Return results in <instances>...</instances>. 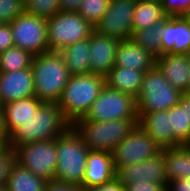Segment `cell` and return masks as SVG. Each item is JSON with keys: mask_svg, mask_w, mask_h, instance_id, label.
Segmentation results:
<instances>
[{"mask_svg": "<svg viewBox=\"0 0 190 191\" xmlns=\"http://www.w3.org/2000/svg\"><path fill=\"white\" fill-rule=\"evenodd\" d=\"M109 2L110 0H83L77 12L95 27L106 13Z\"/></svg>", "mask_w": 190, "mask_h": 191, "instance_id": "31", "label": "cell"}, {"mask_svg": "<svg viewBox=\"0 0 190 191\" xmlns=\"http://www.w3.org/2000/svg\"><path fill=\"white\" fill-rule=\"evenodd\" d=\"M44 191H82V187L52 180L47 181Z\"/></svg>", "mask_w": 190, "mask_h": 191, "instance_id": "37", "label": "cell"}, {"mask_svg": "<svg viewBox=\"0 0 190 191\" xmlns=\"http://www.w3.org/2000/svg\"><path fill=\"white\" fill-rule=\"evenodd\" d=\"M35 96L32 69L0 72V101L6 103Z\"/></svg>", "mask_w": 190, "mask_h": 191, "instance_id": "15", "label": "cell"}, {"mask_svg": "<svg viewBox=\"0 0 190 191\" xmlns=\"http://www.w3.org/2000/svg\"><path fill=\"white\" fill-rule=\"evenodd\" d=\"M170 114V129L182 144L190 145V126L187 124L186 104H177L167 110Z\"/></svg>", "mask_w": 190, "mask_h": 191, "instance_id": "29", "label": "cell"}, {"mask_svg": "<svg viewBox=\"0 0 190 191\" xmlns=\"http://www.w3.org/2000/svg\"><path fill=\"white\" fill-rule=\"evenodd\" d=\"M166 18L160 0H137L132 29L134 31L160 25Z\"/></svg>", "mask_w": 190, "mask_h": 191, "instance_id": "25", "label": "cell"}, {"mask_svg": "<svg viewBox=\"0 0 190 191\" xmlns=\"http://www.w3.org/2000/svg\"><path fill=\"white\" fill-rule=\"evenodd\" d=\"M23 9L25 13L47 20L60 11L59 0H23Z\"/></svg>", "mask_w": 190, "mask_h": 191, "instance_id": "30", "label": "cell"}, {"mask_svg": "<svg viewBox=\"0 0 190 191\" xmlns=\"http://www.w3.org/2000/svg\"><path fill=\"white\" fill-rule=\"evenodd\" d=\"M0 191H7V188H6V186H5V185H3V186H0Z\"/></svg>", "mask_w": 190, "mask_h": 191, "instance_id": "45", "label": "cell"}, {"mask_svg": "<svg viewBox=\"0 0 190 191\" xmlns=\"http://www.w3.org/2000/svg\"><path fill=\"white\" fill-rule=\"evenodd\" d=\"M42 103L43 101L36 96H32L3 104L1 109L6 134L9 135L22 122L34 115Z\"/></svg>", "mask_w": 190, "mask_h": 191, "instance_id": "21", "label": "cell"}, {"mask_svg": "<svg viewBox=\"0 0 190 191\" xmlns=\"http://www.w3.org/2000/svg\"><path fill=\"white\" fill-rule=\"evenodd\" d=\"M120 40L93 30L89 37L91 73L106 77L114 67Z\"/></svg>", "mask_w": 190, "mask_h": 191, "instance_id": "14", "label": "cell"}, {"mask_svg": "<svg viewBox=\"0 0 190 191\" xmlns=\"http://www.w3.org/2000/svg\"><path fill=\"white\" fill-rule=\"evenodd\" d=\"M14 46L32 56L50 52L47 44V20L23 12L11 23Z\"/></svg>", "mask_w": 190, "mask_h": 191, "instance_id": "10", "label": "cell"}, {"mask_svg": "<svg viewBox=\"0 0 190 191\" xmlns=\"http://www.w3.org/2000/svg\"><path fill=\"white\" fill-rule=\"evenodd\" d=\"M88 146L71 126L57 137V167L54 180L83 188V177L89 152Z\"/></svg>", "mask_w": 190, "mask_h": 191, "instance_id": "4", "label": "cell"}, {"mask_svg": "<svg viewBox=\"0 0 190 191\" xmlns=\"http://www.w3.org/2000/svg\"><path fill=\"white\" fill-rule=\"evenodd\" d=\"M47 181L14 161L6 182L7 191H44Z\"/></svg>", "mask_w": 190, "mask_h": 191, "instance_id": "26", "label": "cell"}, {"mask_svg": "<svg viewBox=\"0 0 190 191\" xmlns=\"http://www.w3.org/2000/svg\"><path fill=\"white\" fill-rule=\"evenodd\" d=\"M115 178L124 186L136 181L142 182L146 180L151 183H162L167 187L168 181L165 170L164 149L144 162L119 166L116 169Z\"/></svg>", "mask_w": 190, "mask_h": 191, "instance_id": "13", "label": "cell"}, {"mask_svg": "<svg viewBox=\"0 0 190 191\" xmlns=\"http://www.w3.org/2000/svg\"><path fill=\"white\" fill-rule=\"evenodd\" d=\"M138 124V119L111 121H91L84 117L78 119L72 127L81 136L92 151L112 152Z\"/></svg>", "mask_w": 190, "mask_h": 191, "instance_id": "5", "label": "cell"}, {"mask_svg": "<svg viewBox=\"0 0 190 191\" xmlns=\"http://www.w3.org/2000/svg\"><path fill=\"white\" fill-rule=\"evenodd\" d=\"M187 93L190 94V70H189V85H188V91H187Z\"/></svg>", "mask_w": 190, "mask_h": 191, "instance_id": "46", "label": "cell"}, {"mask_svg": "<svg viewBox=\"0 0 190 191\" xmlns=\"http://www.w3.org/2000/svg\"><path fill=\"white\" fill-rule=\"evenodd\" d=\"M138 125L150 135L161 149L181 146L170 129V114L167 110L137 114Z\"/></svg>", "mask_w": 190, "mask_h": 191, "instance_id": "17", "label": "cell"}, {"mask_svg": "<svg viewBox=\"0 0 190 191\" xmlns=\"http://www.w3.org/2000/svg\"><path fill=\"white\" fill-rule=\"evenodd\" d=\"M14 46L10 23L0 24V53Z\"/></svg>", "mask_w": 190, "mask_h": 191, "instance_id": "35", "label": "cell"}, {"mask_svg": "<svg viewBox=\"0 0 190 191\" xmlns=\"http://www.w3.org/2000/svg\"><path fill=\"white\" fill-rule=\"evenodd\" d=\"M31 69L35 96L43 102L57 103L71 76L62 56L55 51L33 56Z\"/></svg>", "mask_w": 190, "mask_h": 191, "instance_id": "3", "label": "cell"}, {"mask_svg": "<svg viewBox=\"0 0 190 191\" xmlns=\"http://www.w3.org/2000/svg\"><path fill=\"white\" fill-rule=\"evenodd\" d=\"M143 77L144 72L142 71L114 66L105 77V83L108 87L129 94L136 99Z\"/></svg>", "mask_w": 190, "mask_h": 191, "instance_id": "22", "label": "cell"}, {"mask_svg": "<svg viewBox=\"0 0 190 191\" xmlns=\"http://www.w3.org/2000/svg\"><path fill=\"white\" fill-rule=\"evenodd\" d=\"M156 65V58L133 40L120 41L115 55L114 66L127 67L146 72Z\"/></svg>", "mask_w": 190, "mask_h": 191, "instance_id": "20", "label": "cell"}, {"mask_svg": "<svg viewBox=\"0 0 190 191\" xmlns=\"http://www.w3.org/2000/svg\"><path fill=\"white\" fill-rule=\"evenodd\" d=\"M71 126L56 102H43L34 115L8 135V147L15 151L32 142L56 139Z\"/></svg>", "mask_w": 190, "mask_h": 191, "instance_id": "1", "label": "cell"}, {"mask_svg": "<svg viewBox=\"0 0 190 191\" xmlns=\"http://www.w3.org/2000/svg\"><path fill=\"white\" fill-rule=\"evenodd\" d=\"M164 161L167 181L190 179V145H181L164 149Z\"/></svg>", "mask_w": 190, "mask_h": 191, "instance_id": "24", "label": "cell"}, {"mask_svg": "<svg viewBox=\"0 0 190 191\" xmlns=\"http://www.w3.org/2000/svg\"><path fill=\"white\" fill-rule=\"evenodd\" d=\"M83 0H59L60 11L77 12Z\"/></svg>", "mask_w": 190, "mask_h": 191, "instance_id": "40", "label": "cell"}, {"mask_svg": "<svg viewBox=\"0 0 190 191\" xmlns=\"http://www.w3.org/2000/svg\"><path fill=\"white\" fill-rule=\"evenodd\" d=\"M89 38L77 41L58 51L71 75L90 74Z\"/></svg>", "mask_w": 190, "mask_h": 191, "instance_id": "23", "label": "cell"}, {"mask_svg": "<svg viewBox=\"0 0 190 191\" xmlns=\"http://www.w3.org/2000/svg\"><path fill=\"white\" fill-rule=\"evenodd\" d=\"M105 85V77L100 75H71L57 102L65 119L73 125L85 117Z\"/></svg>", "mask_w": 190, "mask_h": 191, "instance_id": "2", "label": "cell"}, {"mask_svg": "<svg viewBox=\"0 0 190 191\" xmlns=\"http://www.w3.org/2000/svg\"><path fill=\"white\" fill-rule=\"evenodd\" d=\"M162 23L141 30H134L131 40L156 59L162 55Z\"/></svg>", "mask_w": 190, "mask_h": 191, "instance_id": "27", "label": "cell"}, {"mask_svg": "<svg viewBox=\"0 0 190 191\" xmlns=\"http://www.w3.org/2000/svg\"><path fill=\"white\" fill-rule=\"evenodd\" d=\"M156 66L166 80L181 93L188 91L190 55L163 54L156 59Z\"/></svg>", "mask_w": 190, "mask_h": 191, "instance_id": "18", "label": "cell"}, {"mask_svg": "<svg viewBox=\"0 0 190 191\" xmlns=\"http://www.w3.org/2000/svg\"><path fill=\"white\" fill-rule=\"evenodd\" d=\"M167 17L182 16L190 8V0H160Z\"/></svg>", "mask_w": 190, "mask_h": 191, "instance_id": "33", "label": "cell"}, {"mask_svg": "<svg viewBox=\"0 0 190 191\" xmlns=\"http://www.w3.org/2000/svg\"><path fill=\"white\" fill-rule=\"evenodd\" d=\"M162 55L190 54V24L182 17H167L162 22Z\"/></svg>", "mask_w": 190, "mask_h": 191, "instance_id": "16", "label": "cell"}, {"mask_svg": "<svg viewBox=\"0 0 190 191\" xmlns=\"http://www.w3.org/2000/svg\"><path fill=\"white\" fill-rule=\"evenodd\" d=\"M181 92L174 88L155 65L144 73L135 99L137 114L168 110L177 105Z\"/></svg>", "mask_w": 190, "mask_h": 191, "instance_id": "6", "label": "cell"}, {"mask_svg": "<svg viewBox=\"0 0 190 191\" xmlns=\"http://www.w3.org/2000/svg\"><path fill=\"white\" fill-rule=\"evenodd\" d=\"M94 27L78 12L59 11L47 19V44L49 51L58 52L77 41L89 38Z\"/></svg>", "mask_w": 190, "mask_h": 191, "instance_id": "7", "label": "cell"}, {"mask_svg": "<svg viewBox=\"0 0 190 191\" xmlns=\"http://www.w3.org/2000/svg\"><path fill=\"white\" fill-rule=\"evenodd\" d=\"M8 146V140H0V153Z\"/></svg>", "mask_w": 190, "mask_h": 191, "instance_id": "43", "label": "cell"}, {"mask_svg": "<svg viewBox=\"0 0 190 191\" xmlns=\"http://www.w3.org/2000/svg\"><path fill=\"white\" fill-rule=\"evenodd\" d=\"M15 161L46 181L54 180L57 167V138L18 147Z\"/></svg>", "mask_w": 190, "mask_h": 191, "instance_id": "9", "label": "cell"}, {"mask_svg": "<svg viewBox=\"0 0 190 191\" xmlns=\"http://www.w3.org/2000/svg\"><path fill=\"white\" fill-rule=\"evenodd\" d=\"M23 12V0H0V21L2 23H11Z\"/></svg>", "mask_w": 190, "mask_h": 191, "instance_id": "32", "label": "cell"}, {"mask_svg": "<svg viewBox=\"0 0 190 191\" xmlns=\"http://www.w3.org/2000/svg\"><path fill=\"white\" fill-rule=\"evenodd\" d=\"M33 56L19 47L13 46L0 53V72H13L30 68Z\"/></svg>", "mask_w": 190, "mask_h": 191, "instance_id": "28", "label": "cell"}, {"mask_svg": "<svg viewBox=\"0 0 190 191\" xmlns=\"http://www.w3.org/2000/svg\"><path fill=\"white\" fill-rule=\"evenodd\" d=\"M82 191H126L125 186L116 178L100 186L92 188H82Z\"/></svg>", "mask_w": 190, "mask_h": 191, "instance_id": "38", "label": "cell"}, {"mask_svg": "<svg viewBox=\"0 0 190 191\" xmlns=\"http://www.w3.org/2000/svg\"><path fill=\"white\" fill-rule=\"evenodd\" d=\"M137 0H110L109 7L94 30L120 41L131 39L132 20Z\"/></svg>", "mask_w": 190, "mask_h": 191, "instance_id": "12", "label": "cell"}, {"mask_svg": "<svg viewBox=\"0 0 190 191\" xmlns=\"http://www.w3.org/2000/svg\"><path fill=\"white\" fill-rule=\"evenodd\" d=\"M84 118L91 121L138 119L135 98L105 85Z\"/></svg>", "mask_w": 190, "mask_h": 191, "instance_id": "8", "label": "cell"}, {"mask_svg": "<svg viewBox=\"0 0 190 191\" xmlns=\"http://www.w3.org/2000/svg\"><path fill=\"white\" fill-rule=\"evenodd\" d=\"M125 188L126 191H166V186L162 183H151L146 180L125 185Z\"/></svg>", "mask_w": 190, "mask_h": 191, "instance_id": "36", "label": "cell"}, {"mask_svg": "<svg viewBox=\"0 0 190 191\" xmlns=\"http://www.w3.org/2000/svg\"><path fill=\"white\" fill-rule=\"evenodd\" d=\"M161 147L148 135L138 124L136 127L119 143L112 152V159L115 170L119 166H127L155 156L161 152Z\"/></svg>", "mask_w": 190, "mask_h": 191, "instance_id": "11", "label": "cell"}, {"mask_svg": "<svg viewBox=\"0 0 190 191\" xmlns=\"http://www.w3.org/2000/svg\"><path fill=\"white\" fill-rule=\"evenodd\" d=\"M166 191H190V179H175L168 182Z\"/></svg>", "mask_w": 190, "mask_h": 191, "instance_id": "39", "label": "cell"}, {"mask_svg": "<svg viewBox=\"0 0 190 191\" xmlns=\"http://www.w3.org/2000/svg\"><path fill=\"white\" fill-rule=\"evenodd\" d=\"M83 188H92L107 183L115 178V167L110 152H88Z\"/></svg>", "mask_w": 190, "mask_h": 191, "instance_id": "19", "label": "cell"}, {"mask_svg": "<svg viewBox=\"0 0 190 191\" xmlns=\"http://www.w3.org/2000/svg\"><path fill=\"white\" fill-rule=\"evenodd\" d=\"M178 104H186L187 124L190 126V94L181 93Z\"/></svg>", "mask_w": 190, "mask_h": 191, "instance_id": "41", "label": "cell"}, {"mask_svg": "<svg viewBox=\"0 0 190 191\" xmlns=\"http://www.w3.org/2000/svg\"><path fill=\"white\" fill-rule=\"evenodd\" d=\"M0 140H8V135L5 132L3 124L2 109L0 108Z\"/></svg>", "mask_w": 190, "mask_h": 191, "instance_id": "42", "label": "cell"}, {"mask_svg": "<svg viewBox=\"0 0 190 191\" xmlns=\"http://www.w3.org/2000/svg\"><path fill=\"white\" fill-rule=\"evenodd\" d=\"M182 17L190 24V8L182 15Z\"/></svg>", "mask_w": 190, "mask_h": 191, "instance_id": "44", "label": "cell"}, {"mask_svg": "<svg viewBox=\"0 0 190 191\" xmlns=\"http://www.w3.org/2000/svg\"><path fill=\"white\" fill-rule=\"evenodd\" d=\"M15 161V153L8 146L0 153V186L6 185L10 168Z\"/></svg>", "mask_w": 190, "mask_h": 191, "instance_id": "34", "label": "cell"}]
</instances>
